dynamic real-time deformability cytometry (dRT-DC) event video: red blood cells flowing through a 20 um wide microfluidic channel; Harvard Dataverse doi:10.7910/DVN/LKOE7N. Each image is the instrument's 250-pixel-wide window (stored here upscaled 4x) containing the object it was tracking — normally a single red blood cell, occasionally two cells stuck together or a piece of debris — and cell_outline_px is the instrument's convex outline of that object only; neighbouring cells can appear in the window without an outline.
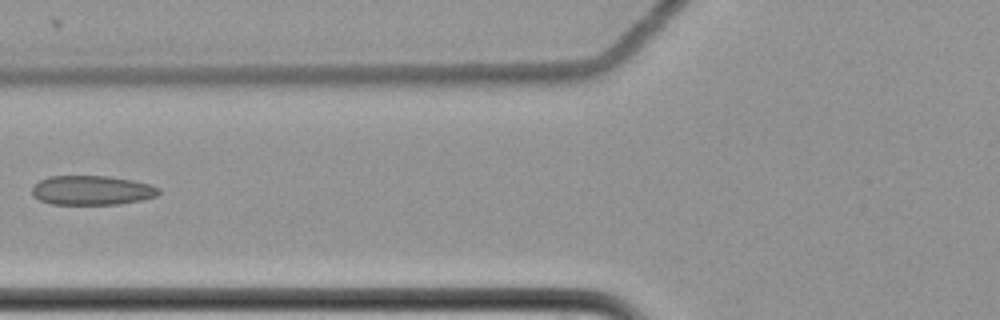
{"species": "common noctule bat (a hibernating species)", "species_latin": "Nyctalus noctula", "temperature_condition": "cold", "stored_images_in_passage": 7, "camera_frame_rate_fps": 3000, "um_per_image_px": 0.085, "animal": {"sex": "female", "body_mass_g": 22.7, "forearm_length_mm": 54.2}, "frame": {"image": 1, "passage_image": 3, "time_ms": 0.667, "image_size_px": [1000, 320], "cell_outline_px": [[160, 192], [156, 196], [140, 200], [120, 204], [52, 204], [40, 200], [32, 196], [32, 188], [40, 180], [48, 176], [108, 176], [132, 180], [148, 184], [160, 188]], "centroid_in_image_um": [7.8, 16.17], "position_along_channel_um": 118.0, "area_um2": 21.62}}
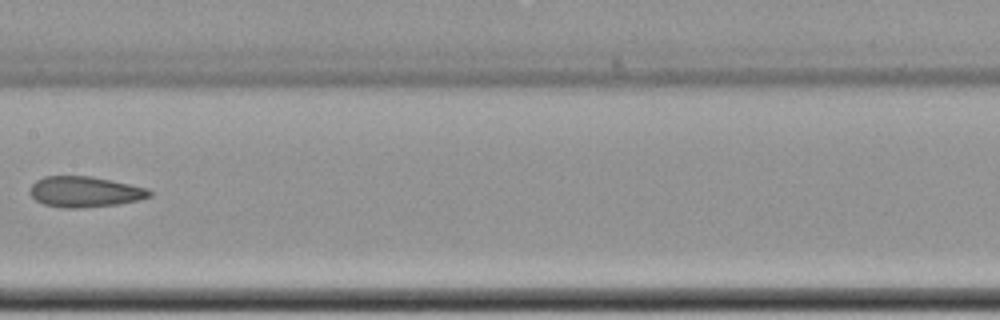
{"frame": {"image": 2, "passage_image": 5, "time_ms": 1.333, "image_size_px": [1000, 320], "cell_outline_px": [[152, 196], [140, 200], [116, 204], [80, 208], [64, 208], [44, 204], [36, 200], [28, 192], [28, 188], [36, 180], [44, 176], [92, 176], [148, 188], [152, 192]], "centroid_in_image_um": [7.2, 16.3], "position_along_channel_um": 200.2, "area_um2": 21.5}}
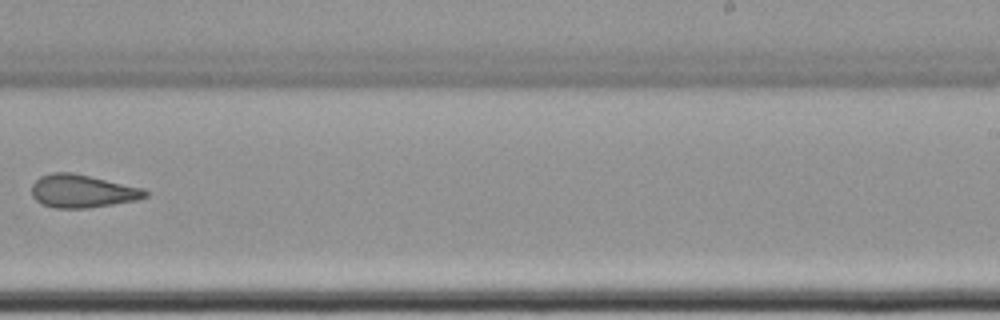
{"frame": {"image": 3, "passage_image": 7, "time_ms": 2.0, "image_size_px": [1000, 320], "cell_outline_px": [[148, 196], [136, 200], [88, 208], [52, 208], [36, 200], [32, 196], [32, 184], [40, 176], [52, 172], [72, 172], [144, 188], [148, 192]], "centroid_in_image_um": [6.99, 16.24], "position_along_channel_um": 282.0, "area_um2": 21.85}}